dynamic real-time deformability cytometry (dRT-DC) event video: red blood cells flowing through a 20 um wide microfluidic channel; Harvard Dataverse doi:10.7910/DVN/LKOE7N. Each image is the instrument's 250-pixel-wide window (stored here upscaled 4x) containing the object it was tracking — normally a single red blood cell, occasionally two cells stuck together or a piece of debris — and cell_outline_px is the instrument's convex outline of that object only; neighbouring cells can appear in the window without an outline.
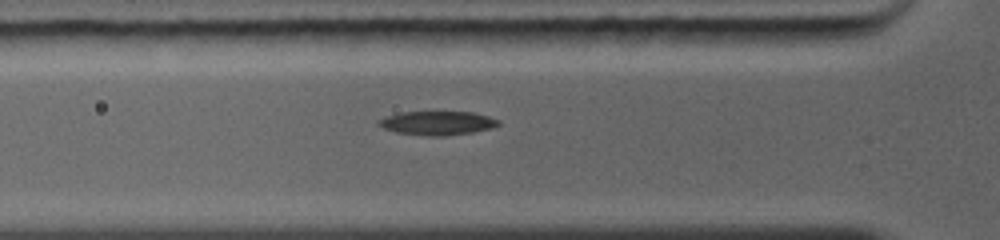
{"species": "common noctule bat (a hibernating species)", "species_latin": "Nyctalus noctula", "temperature_condition": "warm", "stored_images_in_passage": 23, "camera_frame_rate_fps": 5000, "um_per_image_px": 0.085, "animal": {"sex": "female", "body_mass_g": 19.0, "forearm_length_mm": 56.7}, "frame": {"image": 1, "passage_image": 2, "time_ms": 0.4, "image_size_px": [1000, 240], "cell_outline_px": [[500, 124], [492, 128], [472, 132], [444, 136], [428, 136], [396, 132], [384, 128], [376, 124], [376, 120], [400, 112], [472, 112], [488, 116], [500, 120]], "centroid_in_image_um": [37.17, 10.46], "position_along_channel_um": 88.6, "area_um2": 16.65}}
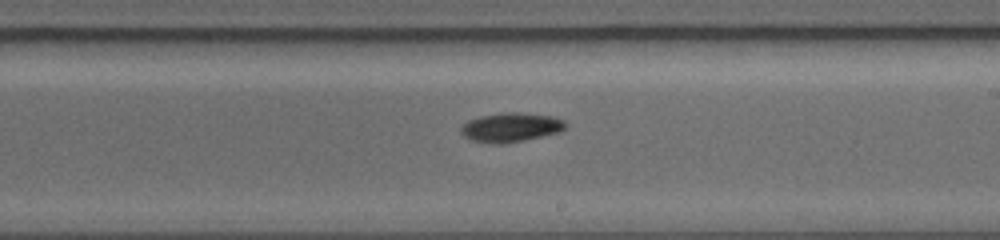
{"frame": {"image": 2, "passage_image": 11, "time_ms": 4.0, "image_size_px": [1000, 240], "cell_outline_px": [[568, 124], [560, 132], [524, 140], [504, 144], [492, 144], [472, 140], [464, 136], [460, 132], [460, 128], [468, 120], [480, 116], [504, 112], [520, 112], [552, 116], [564, 120]], "centroid_in_image_um": [43.42, 10.82], "position_along_channel_um": 245.6, "area_um2": 17.92}}
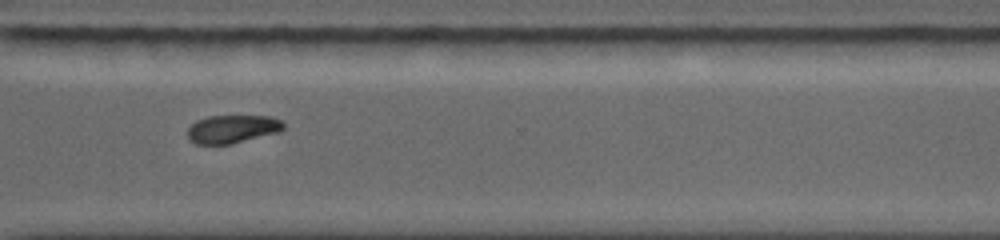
{"frame": {"image": 3, "passage_image": 17, "time_ms": 6.4, "image_size_px": [1000, 240], "cell_outline_px": [[284, 128], [280, 132], [232, 144], [196, 144], [188, 140], [188, 128], [196, 120], [208, 116], [272, 116], [280, 120], [284, 124]], "centroid_in_image_um": [19.75, 10.97], "position_along_channel_um": 350.8, "area_um2": 15.9}}